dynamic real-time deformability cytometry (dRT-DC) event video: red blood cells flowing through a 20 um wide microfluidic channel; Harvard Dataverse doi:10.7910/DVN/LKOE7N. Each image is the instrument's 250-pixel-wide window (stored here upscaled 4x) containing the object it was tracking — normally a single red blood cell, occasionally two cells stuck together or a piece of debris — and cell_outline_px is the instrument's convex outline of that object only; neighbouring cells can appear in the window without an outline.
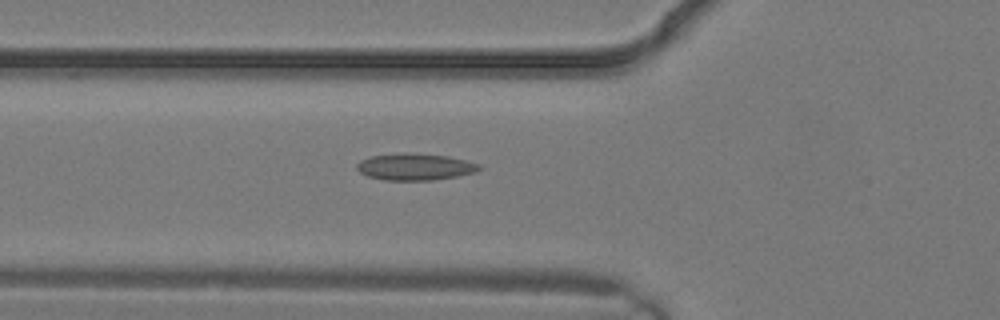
{"species": "common noctule bat (a hibernating species)", "species_latin": "Nyctalus noctula", "temperature_condition": "warm", "stored_images_in_passage": 4, "camera_frame_rate_fps": 3000, "um_per_image_px": 0.085, "animal": {"sex": "male", "body_mass_g": 19.2, "forearm_length_mm": 51.8}, "frame": {"image": 1, "passage_image": 4, "time_ms": 1.0, "image_size_px": [1000, 320], "cell_outline_px": [[484, 168], [476, 172], [456, 176], [432, 180], [384, 180], [368, 176], [360, 172], [356, 168], [356, 164], [360, 160], [368, 156], [400, 152], [404, 152], [448, 156], [480, 164]], "centroid_in_image_um": [35.26, 14.17], "position_along_channel_um": 90.5, "area_um2": 19.25}}